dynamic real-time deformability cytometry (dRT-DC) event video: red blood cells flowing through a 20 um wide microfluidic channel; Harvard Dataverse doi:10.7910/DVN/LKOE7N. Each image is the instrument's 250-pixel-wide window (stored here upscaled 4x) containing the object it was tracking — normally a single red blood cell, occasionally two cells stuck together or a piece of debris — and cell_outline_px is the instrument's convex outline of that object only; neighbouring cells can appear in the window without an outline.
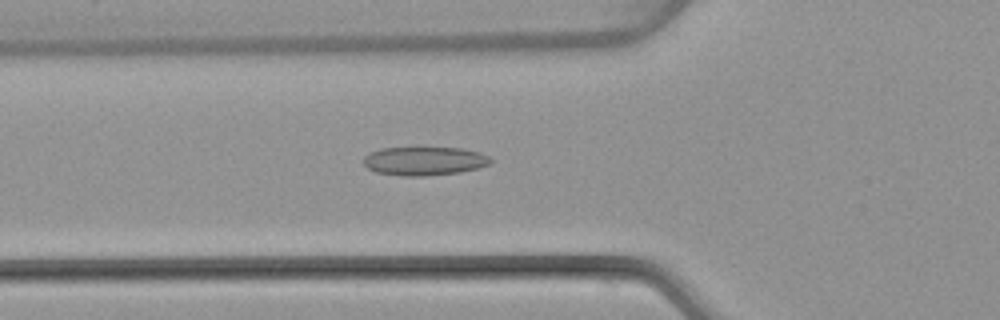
{"species": "common noctule bat (a hibernating species)", "species_latin": "Nyctalus noctula", "temperature_condition": "warm", "stored_images_in_passage": 50, "camera_frame_rate_fps": 3000, "um_per_image_px": 0.085, "animal": {"sex": "female", "body_mass_g": 22.7, "forearm_length_mm": 54.2}, "frame": {"image": 1, "passage_image": 17, "time_ms": 5.333, "image_size_px": [1000, 320], "cell_outline_px": [[492, 160], [488, 164], [476, 168], [460, 172], [424, 176], [404, 176], [376, 172], [368, 168], [364, 164], [364, 156], [368, 152], [380, 148], [416, 144], [460, 148], [480, 152], [488, 156]], "centroid_in_image_um": [36.01, 13.62], "position_along_channel_um": 89.8, "area_um2": 22.25}}
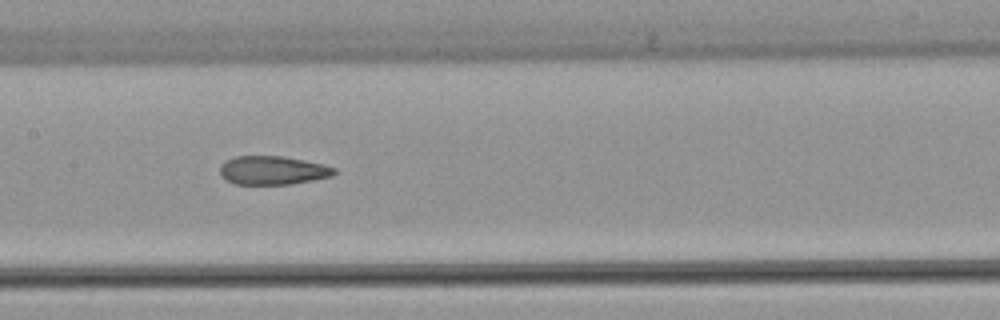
{"frame": {"image": 2, "passage_image": 24, "time_ms": 7.667, "image_size_px": [1000, 320], "cell_outline_px": [[336, 172], [332, 176], [312, 180], [288, 184], [236, 184], [220, 176], [220, 164], [224, 160], [236, 156], [284, 156], [324, 164], [336, 168]], "centroid_in_image_um": [23.16, 14.46], "position_along_channel_um": 184.2, "area_um2": 19.13}}
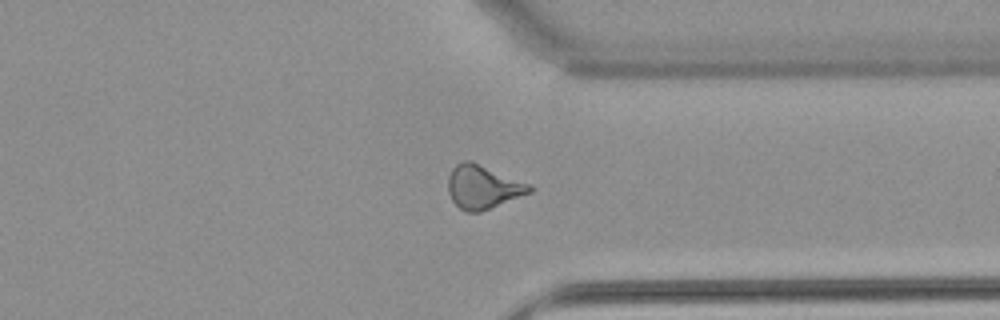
{"frame": {"image": 3, "passage_image": 38, "time_ms": 12.333, "image_size_px": [1000, 320], "cell_outline_px": [[532, 192], [480, 212], [464, 212], [452, 200], [448, 192], [448, 176], [452, 168], [456, 164], [464, 160], [472, 160], [532, 184]], "centroid_in_image_um": [41.05, 15.87], "position_along_channel_um": 370.3, "area_um2": 20.98}, "authors_computed_cell_mechanics": {"area_um2": 20.2589, "velocity_mm_per_s": 4.0248, "shape_relaxation_time_tau1_ms": null, "shape_relaxation_time_tau2_ms": 2.2162, "deformation_change_tau1": null, "deformation_change_tau2": 0.104}}